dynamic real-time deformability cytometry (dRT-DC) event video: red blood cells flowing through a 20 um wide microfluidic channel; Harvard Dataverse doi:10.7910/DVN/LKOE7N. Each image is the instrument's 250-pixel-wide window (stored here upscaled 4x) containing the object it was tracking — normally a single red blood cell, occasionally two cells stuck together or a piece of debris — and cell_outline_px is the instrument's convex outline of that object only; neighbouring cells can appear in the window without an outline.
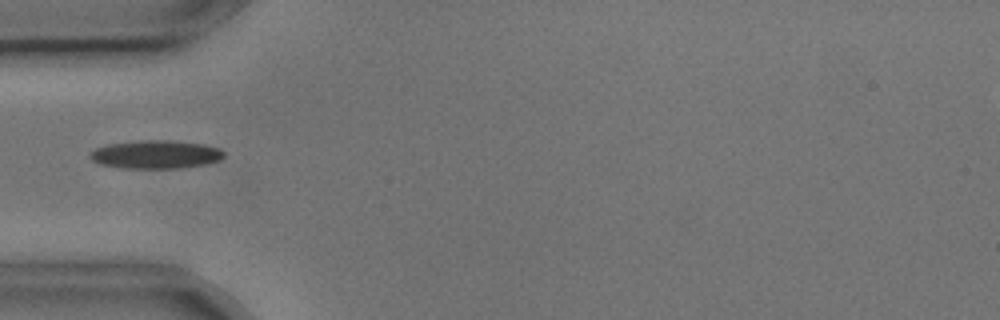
{"species": "common noctule bat (a hibernating species)", "species_latin": "Nyctalus noctula", "temperature_condition": "cold", "stored_images_in_passage": 6, "camera_frame_rate_fps": 3000, "um_per_image_px": 0.085, "animal": {"sex": "male", "body_mass_g": 17.9, "forearm_length_mm": 54.2}, "frame": {"image": 1, "passage_image": 4, "time_ms": 1.0, "image_size_px": [1000, 320], "cell_outline_px": [[224, 156], [220, 160], [204, 164], [180, 168], [120, 168], [100, 164], [92, 160], [88, 156], [96, 148], [108, 144], [140, 140], [168, 140], [204, 144], [220, 148], [224, 152]], "centroid_in_image_um": [13.24, 13.13], "position_along_channel_um": 71.8, "area_um2": 22.08}}
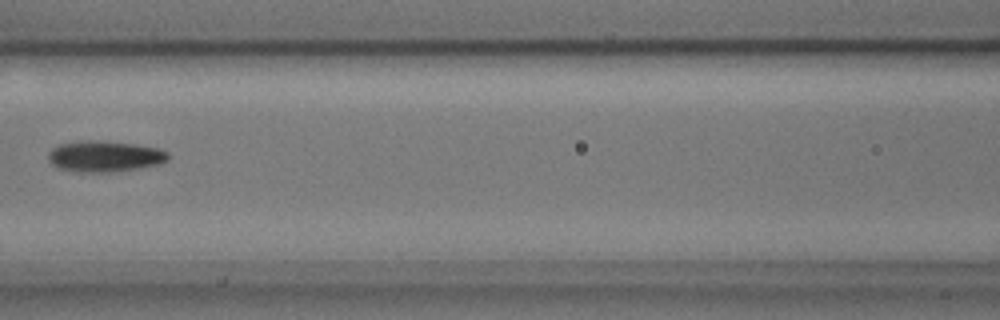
{"frame": {"image": 2, "passage_image": 6, "time_ms": 1.667, "image_size_px": [1000, 320], "cell_outline_px": [[168, 160], [160, 164], [140, 168], [108, 172], [92, 172], [60, 168], [52, 164], [48, 160], [48, 152], [52, 148], [60, 144], [84, 140], [100, 140], [136, 144], [160, 148], [168, 152]], "centroid_in_image_um": [8.93, 13.27], "position_along_channel_um": 157.7, "area_um2": 21.62}}